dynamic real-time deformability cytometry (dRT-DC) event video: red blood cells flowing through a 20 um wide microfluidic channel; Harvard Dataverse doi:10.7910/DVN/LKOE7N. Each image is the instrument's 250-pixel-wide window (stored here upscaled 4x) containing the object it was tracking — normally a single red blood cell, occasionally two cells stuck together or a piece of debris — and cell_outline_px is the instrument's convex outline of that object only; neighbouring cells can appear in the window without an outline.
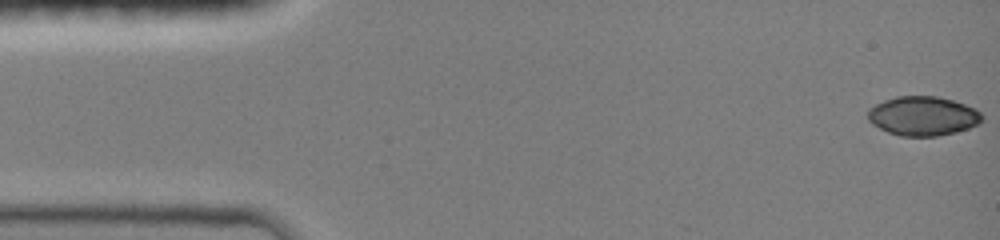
{"species": "common noctule bat (a hibernating species)", "species_latin": "Nyctalus noctula", "temperature_condition": "room temperature", "stored_images_in_passage": 43, "camera_frame_rate_fps": 3000, "um_per_image_px": 0.085, "animal": {"sex": "female", "body_mass_g": 19.0, "forearm_length_mm": 51.5}, "frame": {"image": 1, "passage_image": 1, "time_ms": 0.0, "image_size_px": [1000, 240], "cell_outline_px": [[984, 120], [968, 128], [956, 132], [936, 136], [900, 136], [888, 132], [872, 124], [868, 120], [868, 108], [884, 100], [896, 96], [936, 96], [952, 100], [976, 108], [984, 116]], "centroid_in_image_um": [78.45, 9.85], "position_along_channel_um": 6.6, "area_um2": 26.18}}
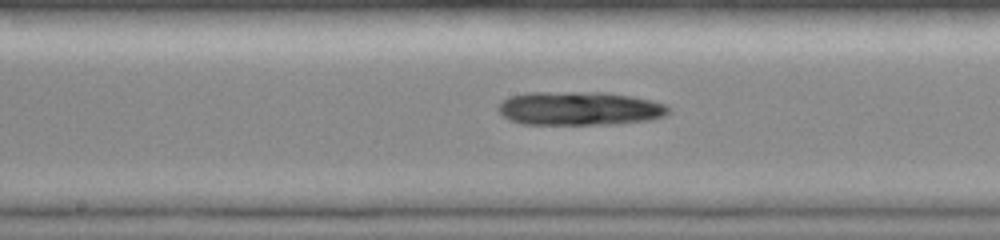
{"frame": {"image": 2, "passage_image": 26, "time_ms": 7.667, "image_size_px": [1000, 240], "cell_outline_px": [[672, 112], [664, 116], [652, 120], [616, 124], [520, 124], [508, 120], [496, 108], [508, 96], [528, 92], [604, 92], [632, 96], [652, 100], [664, 104], [672, 108]], "centroid_in_image_um": [49.29, 9.22], "position_along_channel_um": 198.9, "area_um2": 33.93}}
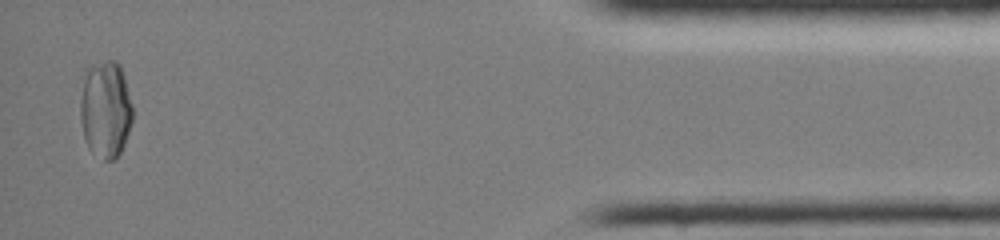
{"frame": {"image": 3, "passage_image": 43, "time_ms": 14.667, "image_size_px": [1000, 240], "cell_outline_px": [[132, 120], [124, 144], [116, 160], [104, 160], [92, 152], [88, 148], [84, 136], [80, 120], [80, 100], [84, 68], [88, 64], [104, 60], [116, 60], [120, 64], [124, 76], [132, 104]], "centroid_in_image_um": [8.94, 9.24], "position_along_channel_um": 426.3, "area_um2": 30.23}}